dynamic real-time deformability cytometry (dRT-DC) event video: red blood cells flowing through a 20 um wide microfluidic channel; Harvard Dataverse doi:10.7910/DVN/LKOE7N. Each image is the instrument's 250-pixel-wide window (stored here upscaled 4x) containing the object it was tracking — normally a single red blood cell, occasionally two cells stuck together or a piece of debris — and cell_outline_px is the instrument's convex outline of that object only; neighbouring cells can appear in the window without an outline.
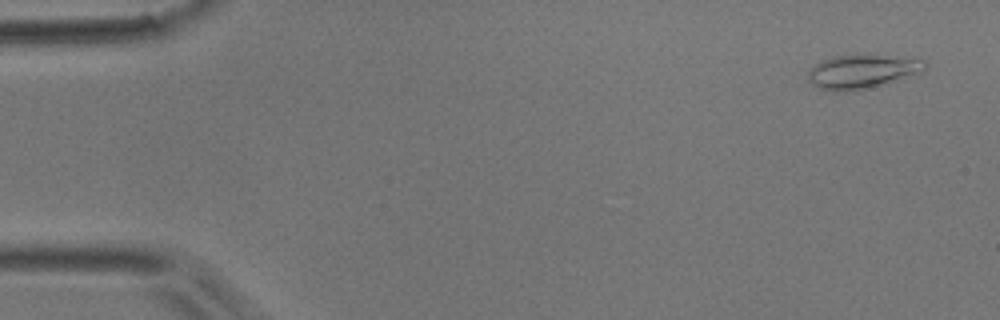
{"species": "common noctule bat (a hibernating species)", "species_latin": "Nyctalus noctula", "temperature_condition": "room temperature", "stored_images_in_passage": 51, "camera_frame_rate_fps": 3000, "um_per_image_px": 0.085, "animal": {"sex": "male", "body_mass_g": 17.9}, "frame": {"image": 1, "passage_image": 3, "time_ms": 0.667, "image_size_px": [1000, 320], "cell_outline_px": [[928, 64], [920, 72], [880, 84], [848, 92], [832, 92], [820, 88], [812, 84], [808, 80], [808, 68], [820, 60], [832, 56], [856, 52], [868, 52], [924, 60]], "centroid_in_image_um": [73.18, 6.01], "position_along_channel_um": 11.8, "area_um2": 23.7}}
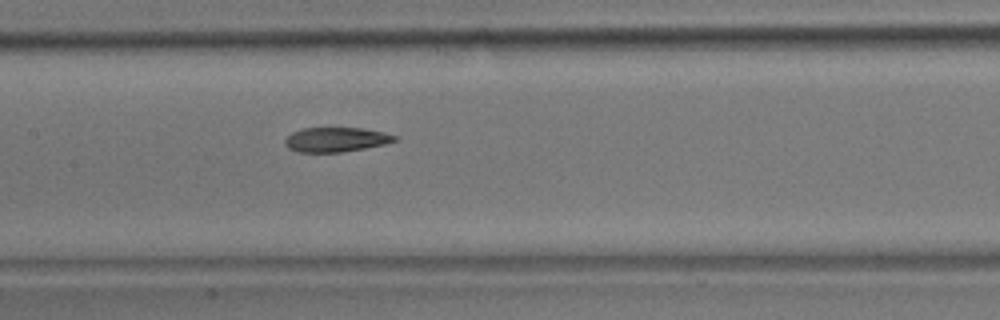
{"frame": {"image": 2, "passage_image": 25, "time_ms": 8.0, "image_size_px": [1000, 320], "cell_outline_px": [[400, 140], [384, 144], [364, 148], [340, 152], [296, 152], [288, 148], [284, 144], [284, 140], [292, 132], [304, 128], [364, 128], [384, 132], [396, 136]], "centroid_in_image_um": [28.56, 11.86], "position_along_channel_um": 178.8, "area_um2": 15.72}}
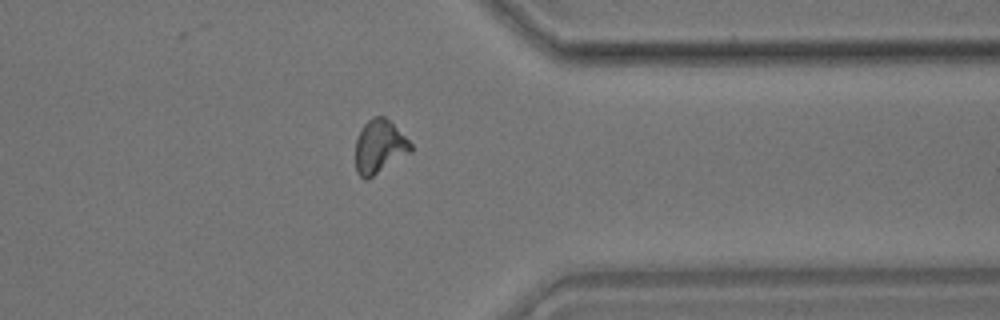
{"frame": {"image": 3, "passage_image": 41, "time_ms": 13.333, "image_size_px": [1000, 320], "cell_outline_px": [[412, 152], [368, 180], [364, 180], [356, 172], [356, 140], [364, 124], [372, 116], [384, 116], [412, 144]], "centroid_in_image_um": [32.25, 12.51], "position_along_channel_um": 379.2, "area_um2": 17.22}}